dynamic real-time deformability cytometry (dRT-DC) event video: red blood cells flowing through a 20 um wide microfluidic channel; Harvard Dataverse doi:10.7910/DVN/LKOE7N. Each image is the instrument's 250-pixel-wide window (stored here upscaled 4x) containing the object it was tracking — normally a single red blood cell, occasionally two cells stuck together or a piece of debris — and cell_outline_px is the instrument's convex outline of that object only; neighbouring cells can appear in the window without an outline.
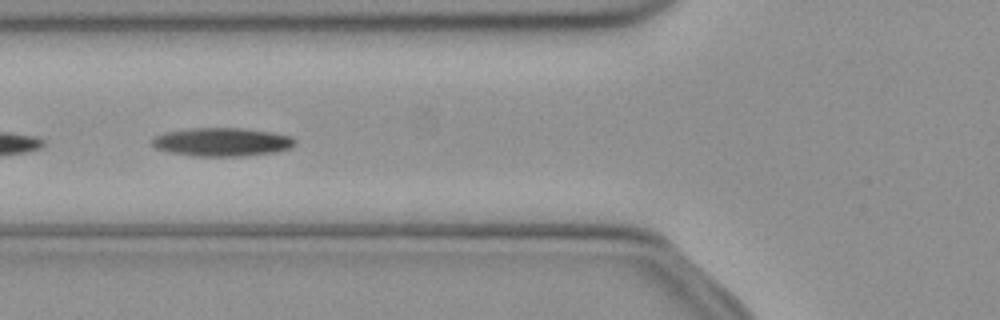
{"species": "common noctule bat (a hibernating species)", "species_latin": "Nyctalus noctula", "temperature_condition": "cold", "stored_images_in_passage": 12, "camera_frame_rate_fps": 3000, "um_per_image_px": 0.085, "animal": {"sex": "female", "body_mass_g": 21.9}, "frame": {"image": 1, "passage_image": 6, "time_ms": 1.667, "image_size_px": [1000, 320], "cell_outline_px": [[296, 144], [292, 148], [276, 152], [244, 156], [192, 156], [168, 152], [156, 148], [152, 144], [152, 136], [164, 132], [188, 128], [244, 128], [272, 132], [292, 136], [296, 140]], "centroid_in_image_um": [18.88, 12.06], "position_along_channel_um": 106.9, "area_um2": 24.1}}